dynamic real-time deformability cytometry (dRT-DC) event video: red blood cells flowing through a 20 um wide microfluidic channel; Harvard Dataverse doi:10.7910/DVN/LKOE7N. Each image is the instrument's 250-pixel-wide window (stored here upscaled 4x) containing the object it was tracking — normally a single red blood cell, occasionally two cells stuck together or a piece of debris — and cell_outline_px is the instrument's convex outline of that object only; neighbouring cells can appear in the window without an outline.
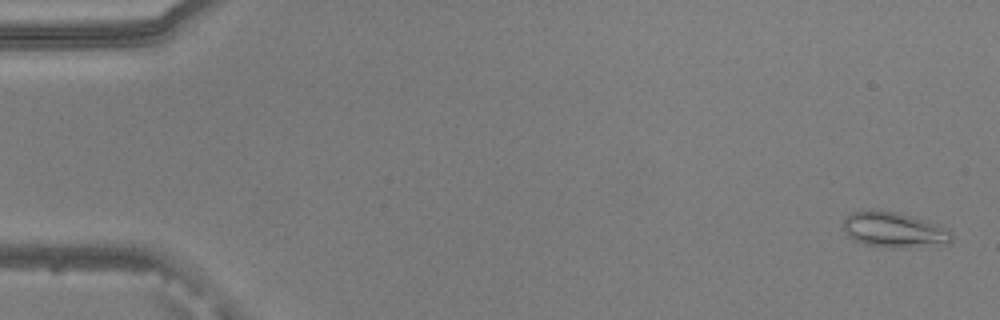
{"species": "common noctule bat (a hibernating species)", "species_latin": "Nyctalus noctula", "temperature_condition": "warm", "stored_images_in_passage": 54, "camera_frame_rate_fps": 3000, "um_per_image_px": 0.085, "animal": {"sex": "male", "body_mass_g": 20.5, "forearm_length_mm": 52.5}, "frame": {"image": 1, "passage_image": 2, "time_ms": 0.333, "image_size_px": [1000, 320], "cell_outline_px": [[952, 240], [948, 244], [904, 248], [892, 248], [864, 244], [852, 240], [840, 228], [844, 216], [852, 212], [872, 208], [896, 212], [912, 216], [940, 224], [948, 228], [952, 236]], "centroid_in_image_um": [75.94, 19.52], "position_along_channel_um": 9.1, "area_um2": 23.18}}
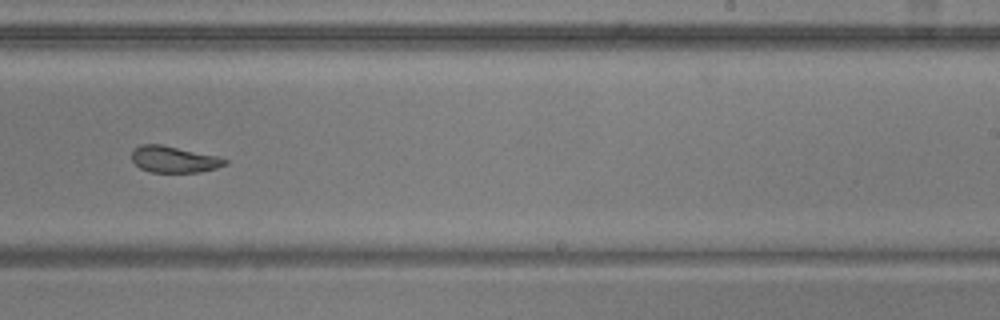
{"frame": {"image": 2, "passage_image": 34, "time_ms": 11.0, "image_size_px": [1000, 320], "cell_outline_px": [[228, 164], [216, 168], [200, 172], [152, 172], [140, 168], [132, 160], [132, 152], [140, 144], [160, 144], [216, 156], [228, 160]], "centroid_in_image_um": [14.79, 13.55], "position_along_channel_um": 274.2, "area_um2": 14.16}}
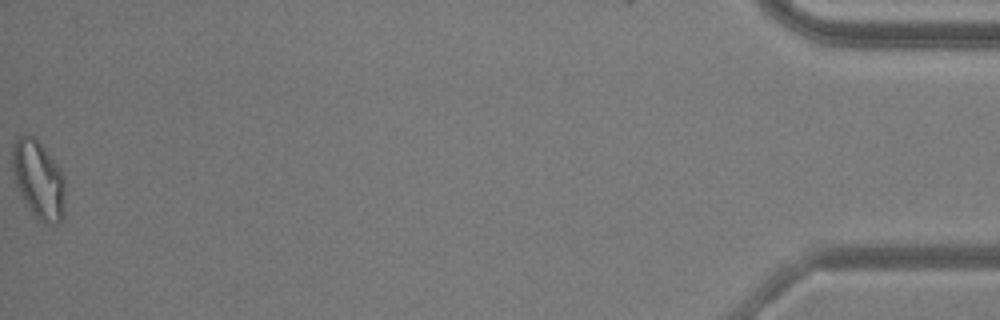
{"frame": {"image": 3, "passage_image": 54, "time_ms": 17.667, "image_size_px": [1000, 320], "cell_outline_px": [[64, 216], [56, 224], [48, 224], [36, 220], [20, 196], [12, 172], [12, 144], [20, 136], [36, 136], [60, 168], [64, 176]], "centroid_in_image_um": [3.26, 15.28], "position_along_channel_um": 431.9, "area_um2": 24.45}, "authors_computed_cell_mechanics": {"area_um2": 16.6175, "velocity_mm_per_s": 3.8139, "shape_relaxation_time_tau1_ms": null, "shape_relaxation_time_tau2_ms": 2.184, "deformation_change_tau1": null, "deformation_change_tau2": 0.0804}}